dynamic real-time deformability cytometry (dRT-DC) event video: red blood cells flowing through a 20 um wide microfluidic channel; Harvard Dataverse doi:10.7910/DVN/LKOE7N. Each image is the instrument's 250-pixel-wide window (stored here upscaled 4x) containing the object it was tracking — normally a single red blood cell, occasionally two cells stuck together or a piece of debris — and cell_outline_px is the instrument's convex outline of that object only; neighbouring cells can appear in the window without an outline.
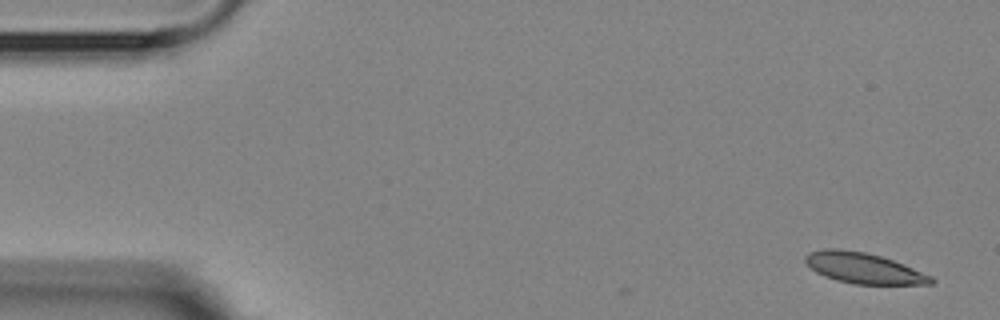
{"species": "Egyptian fruit bat (a non-hibernating species)", "species_latin": "Rousettus aegyptiacus", "temperature_condition": "room temperature", "stored_images_in_passage": 5, "camera_frame_rate_fps": 3000, "um_per_image_px": 0.085, "animal": {"sex": "female"}, "frame": {"image": 1, "passage_image": 1, "time_ms": 0.0, "image_size_px": [1000, 320], "cell_outline_px": [[936, 280], [932, 284], [856, 284], [836, 280], [824, 276], [816, 272], [804, 260], [804, 256], [808, 252], [824, 248], [840, 248], [864, 252], [880, 256], [904, 264], [932, 276]], "centroid_in_image_um": [73.39, 22.78], "position_along_channel_um": 11.6, "area_um2": 22.48}}